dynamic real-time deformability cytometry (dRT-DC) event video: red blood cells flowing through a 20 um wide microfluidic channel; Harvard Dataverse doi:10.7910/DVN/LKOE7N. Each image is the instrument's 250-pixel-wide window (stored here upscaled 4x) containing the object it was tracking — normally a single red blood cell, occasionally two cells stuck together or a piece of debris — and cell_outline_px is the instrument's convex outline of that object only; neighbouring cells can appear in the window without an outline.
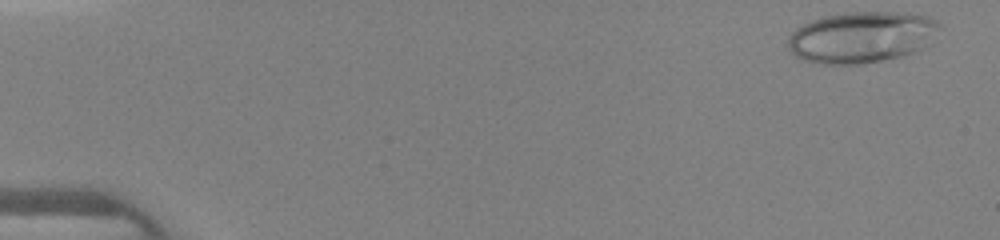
{"species": "human", "species_latin": "Homo sapiens", "temperature_condition": "warm", "stored_images_in_passage": 41, "camera_frame_rate_fps": 3000, "um_per_image_px": 0.085, "donor": {"sex": "female"}, "frame": {"image": 1, "passage_image": 2, "time_ms": 0.333, "image_size_px": [1000, 240], "cell_outline_px": [[944, 28], [924, 48], [900, 56], [880, 60], [856, 64], [820, 64], [804, 60], [796, 56], [788, 48], [788, 36], [796, 28], [812, 20], [824, 16], [848, 12], [908, 12], [924, 16], [936, 20]], "centroid_in_image_um": [73.27, 3.14], "position_along_channel_um": 11.7, "area_um2": 45.43}}
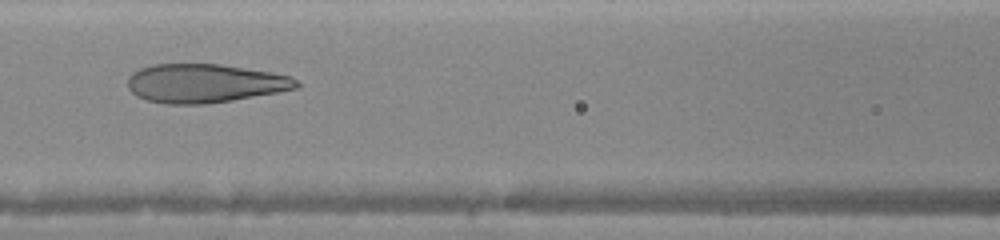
{"frame": {"image": 2, "passage_image": 21, "time_ms": 6.667, "image_size_px": [1000, 240], "cell_outline_px": [[300, 84], [296, 88], [276, 92], [232, 100], [208, 104], [164, 104], [148, 100], [136, 96], [128, 88], [128, 76], [132, 72], [140, 68], [152, 64], [220, 64], [272, 72], [292, 76]], "centroid_in_image_um": [17.37, 7.08], "position_along_channel_um": 149.2, "area_um2": 38.15}}
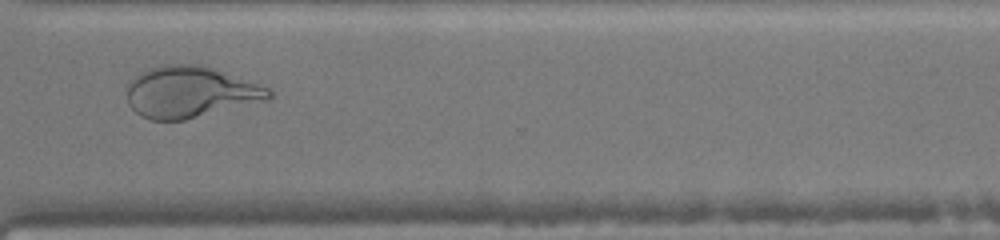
{"frame": {"image": 3, "passage_image": 35, "time_ms": 11.333, "image_size_px": [1000, 240], "cell_outline_px": [[272, 96], [268, 100], [184, 120], [152, 120], [140, 116], [128, 104], [128, 80], [132, 76], [148, 68], [164, 64], [200, 64], [212, 68], [268, 88], [272, 92]], "centroid_in_image_um": [16.11, 7.82], "position_along_channel_um": 354.5, "area_um2": 42.37}}